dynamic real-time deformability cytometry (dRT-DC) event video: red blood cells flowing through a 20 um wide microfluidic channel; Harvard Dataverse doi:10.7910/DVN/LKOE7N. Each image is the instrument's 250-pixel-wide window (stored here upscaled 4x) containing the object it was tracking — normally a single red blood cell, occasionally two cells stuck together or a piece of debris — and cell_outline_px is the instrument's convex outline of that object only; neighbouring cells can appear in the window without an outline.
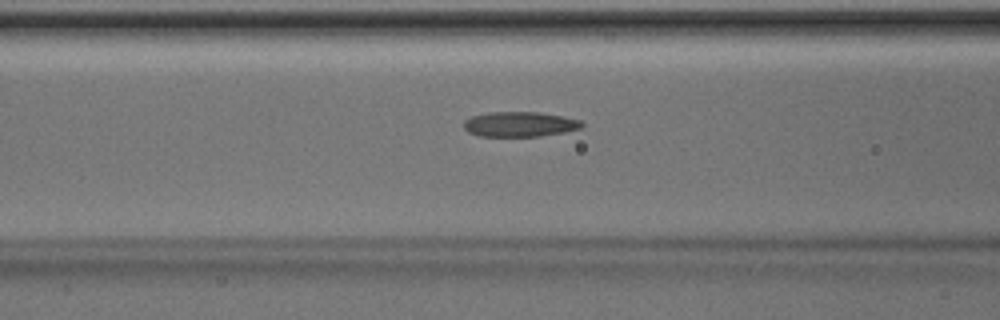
{"species": "Egyptian fruit bat (a non-hibernating species)", "species_latin": "Rousettus aegyptiacus", "temperature_condition": "room temperature", "stored_images_in_passage": 31, "camera_frame_rate_fps": 3000, "um_per_image_px": 0.085, "animal": {"sex": "male"}, "frame": {"image": 1, "passage_image": 6, "time_ms": 1.667, "image_size_px": [1000, 320], "cell_outline_px": [[584, 124], [580, 128], [564, 132], [540, 136], [476, 136], [468, 132], [464, 128], [464, 120], [472, 116], [488, 112], [536, 112], [564, 116], [580, 120]], "centroid_in_image_um": [44.15, 10.56], "position_along_channel_um": 122.4, "area_um2": 17.22}}
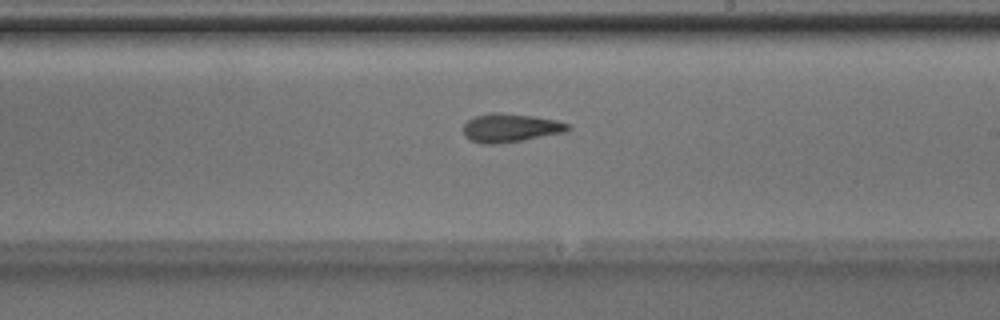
{"frame": {"image": 2, "passage_image": 15, "time_ms": 4.667, "image_size_px": [1000, 320], "cell_outline_px": [[572, 128], [564, 132], [524, 140], [496, 144], [484, 144], [472, 140], [464, 136], [464, 124], [468, 120], [476, 116], [492, 112], [496, 112], [532, 116], [556, 120], [568, 124]], "centroid_in_image_um": [43.38, 10.87], "position_along_channel_um": 245.6, "area_um2": 17.22}}
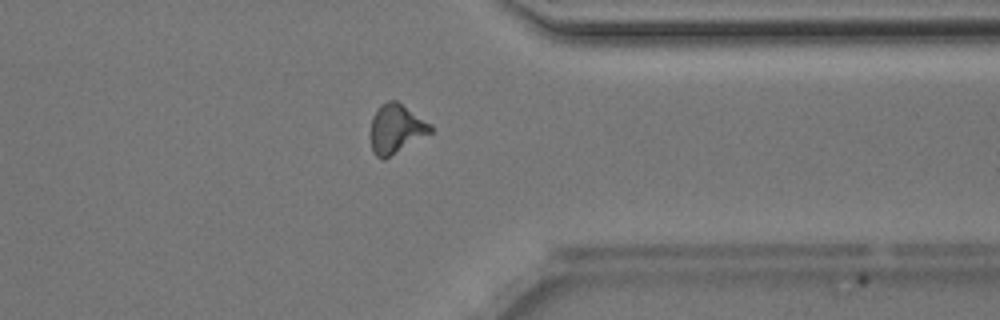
{"frame": {"image": 3, "passage_image": 25, "time_ms": 8.0, "image_size_px": [1000, 320], "cell_outline_px": [[432, 132], [384, 160], [380, 160], [372, 152], [372, 116], [380, 104], [388, 100], [396, 100], [432, 124]], "centroid_in_image_um": [33.67, 10.95], "position_along_channel_um": 377.7, "area_um2": 17.11}, "authors_computed_cell_mechanics": {"area_um2": 16.9354, "velocity_mm_per_s": 4.1215, "shape_relaxation_time_tau1_ms": 5.8421, "shape_relaxation_time_tau2_ms": 3.902, "deformation_change_tau1": 0.1572, "deformation_change_tau2": 0.1302}}